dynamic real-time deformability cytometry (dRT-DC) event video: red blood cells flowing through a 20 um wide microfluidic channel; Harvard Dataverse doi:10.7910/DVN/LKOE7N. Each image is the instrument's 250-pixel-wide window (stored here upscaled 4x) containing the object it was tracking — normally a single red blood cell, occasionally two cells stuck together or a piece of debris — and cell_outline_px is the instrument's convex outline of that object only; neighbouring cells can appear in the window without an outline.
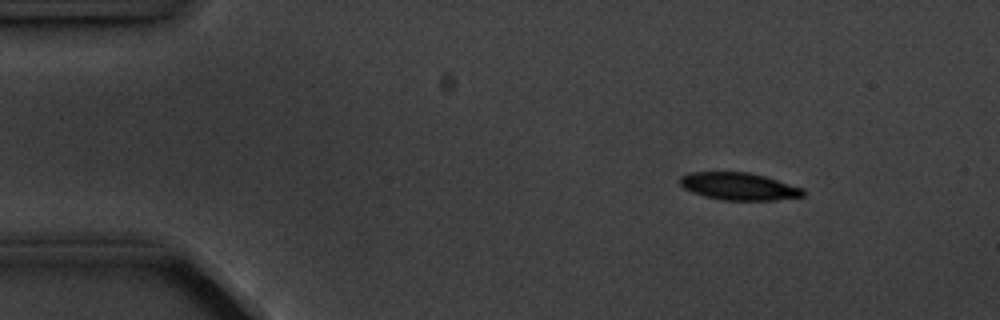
{"species": "common noctule bat (a hibernating species)", "species_latin": "Nyctalus noctula", "temperature_condition": "cold", "stored_images_in_passage": 5, "camera_frame_rate_fps": 3000, "um_per_image_px": 0.085, "animal": {"sex": "male", "body_mass_g": 20.1, "forearm_length_mm": 53.5}, "frame": {"image": 1, "passage_image": 3, "time_ms": 2.0, "image_size_px": [1000, 320], "cell_outline_px": [[804, 196], [772, 200], [724, 200], [704, 196], [692, 192], [684, 188], [680, 184], [680, 176], [688, 172], [748, 172], [764, 176], [804, 188]], "centroid_in_image_um": [62.78, 15.83], "position_along_channel_um": 22.2, "area_um2": 19.59}}